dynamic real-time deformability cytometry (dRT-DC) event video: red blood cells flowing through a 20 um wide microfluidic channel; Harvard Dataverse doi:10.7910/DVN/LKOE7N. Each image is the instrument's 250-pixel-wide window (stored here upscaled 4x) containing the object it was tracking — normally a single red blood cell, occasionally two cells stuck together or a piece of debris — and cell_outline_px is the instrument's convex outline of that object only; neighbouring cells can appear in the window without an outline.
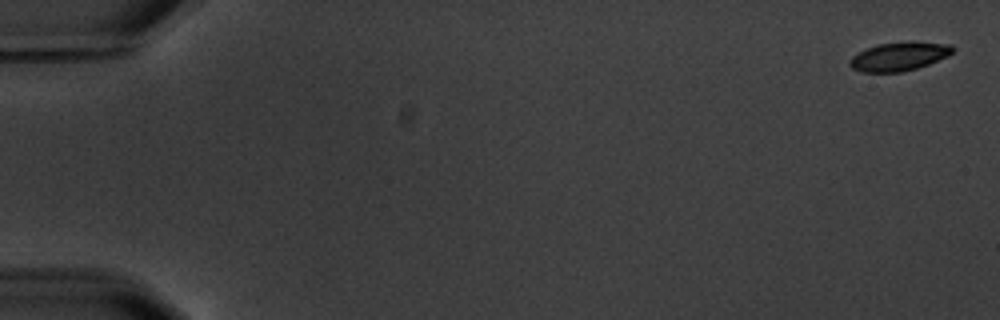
{"species": "common noctule bat (a hibernating species)", "species_latin": "Nyctalus noctula", "temperature_condition": "warm", "stored_images_in_passage": 6, "segment_of_instrument_passage": [1, 2], "camera_frame_rate_fps": 3000, "um_per_image_px": 0.085, "animal": {"sex": "male", "body_mass_g": 20.1, "forearm_length_mm": 53.5}, "frame": {"image": 1, "passage_image": 1, "time_ms": 0.0, "image_size_px": [1000, 320], "cell_outline_px": [[956, 48], [948, 56], [928, 64], [916, 68], [900, 72], [860, 72], [852, 68], [848, 64], [848, 60], [852, 56], [876, 44], [908, 40], [912, 40], [952, 44]], "centroid_in_image_um": [76.44, 4.77], "position_along_channel_um": 8.6, "area_um2": 17.57}}
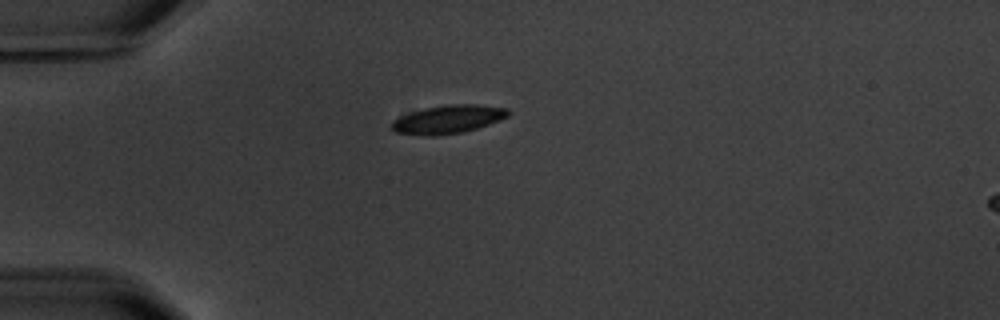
{"frame": {"image": 2, "passage_image": 5, "time_ms": 5.0, "image_size_px": [1000, 320], "cell_outline_px": [[508, 116], [488, 124], [476, 128], [460, 132], [428, 136], [396, 132], [388, 128], [392, 120], [400, 116], [424, 108], [448, 104], [476, 104], [508, 108]], "centroid_in_image_um": [38.02, 10.13], "position_along_channel_um": 47.0, "area_um2": 19.02}}